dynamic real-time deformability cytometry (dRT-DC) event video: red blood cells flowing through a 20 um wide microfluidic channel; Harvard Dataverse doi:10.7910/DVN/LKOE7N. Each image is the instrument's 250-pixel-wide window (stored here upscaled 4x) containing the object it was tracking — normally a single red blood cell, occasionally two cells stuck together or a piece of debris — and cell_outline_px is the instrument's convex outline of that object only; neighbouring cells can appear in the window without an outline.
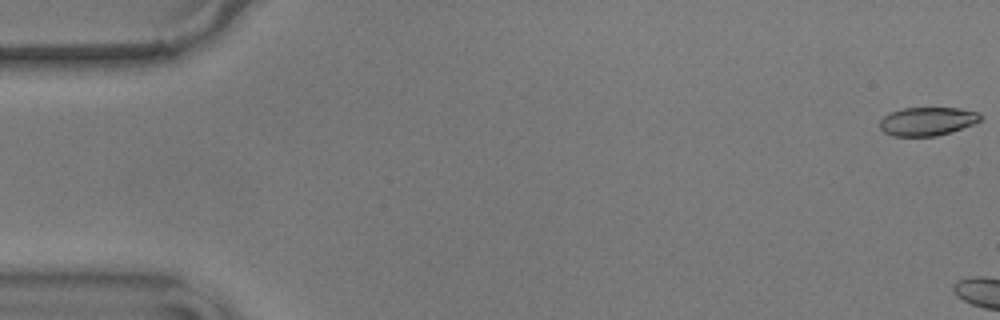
{"species": "common noctule bat (a hibernating species)", "species_latin": "Nyctalus noctula", "temperature_condition": "warm", "stored_images_in_passage": 5, "camera_frame_rate_fps": 3000, "um_per_image_px": 0.085, "animal": {"sex": "male", "body_mass_g": 17.9}, "frame": {"image": 1, "passage_image": 1, "time_ms": 0.0, "image_size_px": [1000, 320], "cell_outline_px": [[980, 120], [972, 124], [936, 136], [892, 136], [884, 132], [880, 128], [880, 120], [884, 116], [900, 108], [960, 108], [980, 112]], "centroid_in_image_um": [78.79, 10.3], "position_along_channel_um": 6.2, "area_um2": 16.53}}